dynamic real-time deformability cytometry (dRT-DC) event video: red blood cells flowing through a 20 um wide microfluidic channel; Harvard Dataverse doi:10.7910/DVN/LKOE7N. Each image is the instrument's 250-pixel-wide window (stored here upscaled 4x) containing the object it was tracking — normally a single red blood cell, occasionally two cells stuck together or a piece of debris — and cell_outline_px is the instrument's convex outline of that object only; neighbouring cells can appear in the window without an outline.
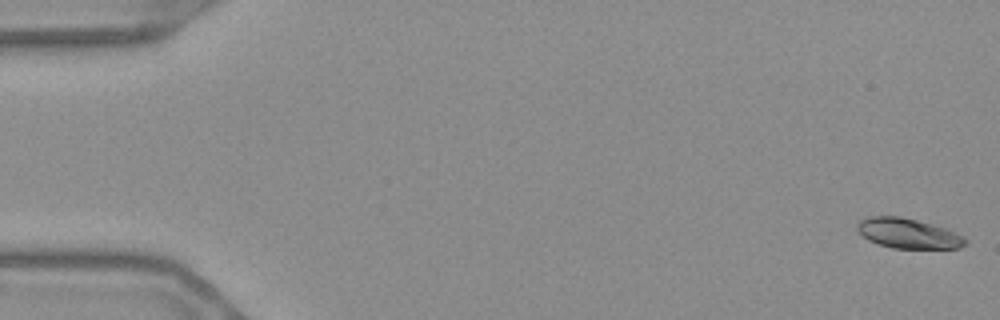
{"species": "Egyptian fruit bat (a non-hibernating species)", "species_latin": "Rousettus aegyptiacus", "temperature_condition": "warm", "stored_images_in_passage": 56, "camera_frame_rate_fps": 3000, "um_per_image_px": 0.085, "frame": {"image": 1, "passage_image": 1, "time_ms": 0.0, "image_size_px": [1000, 320], "cell_outline_px": [[968, 244], [960, 248], [892, 248], [868, 240], [856, 228], [856, 224], [860, 220], [868, 216], [900, 216], [932, 224], [944, 228], [964, 236], [968, 240]], "centroid_in_image_um": [77.21, 19.84], "position_along_channel_um": 7.8, "area_um2": 18.84}}
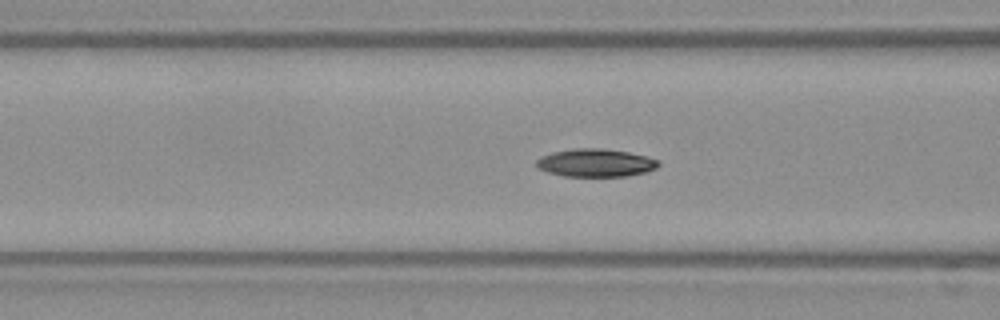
{"frame": {"image": 2, "passage_image": 22, "time_ms": 7.0, "image_size_px": [1000, 320], "cell_outline_px": [[660, 164], [656, 168], [644, 172], [628, 176], [564, 176], [548, 172], [536, 168], [536, 160], [540, 156], [552, 152], [572, 148], [604, 148], [628, 152], [660, 160]], "centroid_in_image_um": [50.59, 13.83], "position_along_channel_um": 116.0, "area_um2": 20.0}}
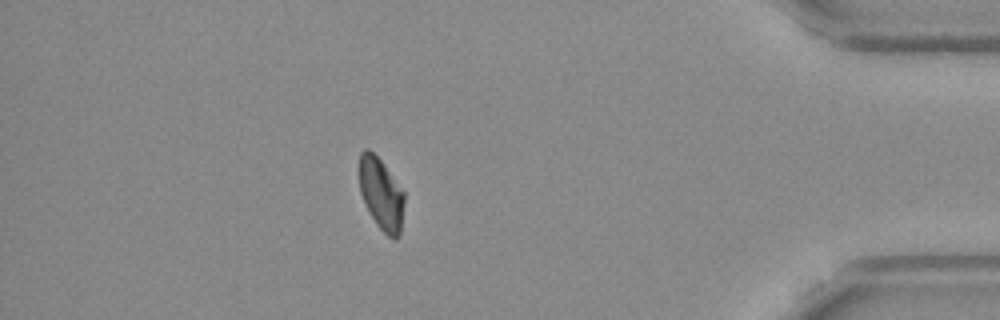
{"frame": {"image": 3, "passage_image": 49, "time_ms": 16.0, "image_size_px": [1000, 320], "cell_outline_px": [[404, 204], [400, 236], [396, 240], [392, 240], [376, 224], [360, 192], [356, 172], [360, 152], [364, 148], [368, 148], [384, 164], [404, 192]], "centroid_in_image_um": [32.37, 16.45], "position_along_channel_um": 402.8, "area_um2": 19.25}, "authors_computed_cell_mechanics": {"area_um2": 19.5075, "velocity_mm_per_s": 3.6776, "shape_relaxation_time_tau1_ms": 4.5774, "shape_relaxation_time_tau2_ms": null, "deformation_change_tau1": 0.1226, "deformation_change_tau2": null}}